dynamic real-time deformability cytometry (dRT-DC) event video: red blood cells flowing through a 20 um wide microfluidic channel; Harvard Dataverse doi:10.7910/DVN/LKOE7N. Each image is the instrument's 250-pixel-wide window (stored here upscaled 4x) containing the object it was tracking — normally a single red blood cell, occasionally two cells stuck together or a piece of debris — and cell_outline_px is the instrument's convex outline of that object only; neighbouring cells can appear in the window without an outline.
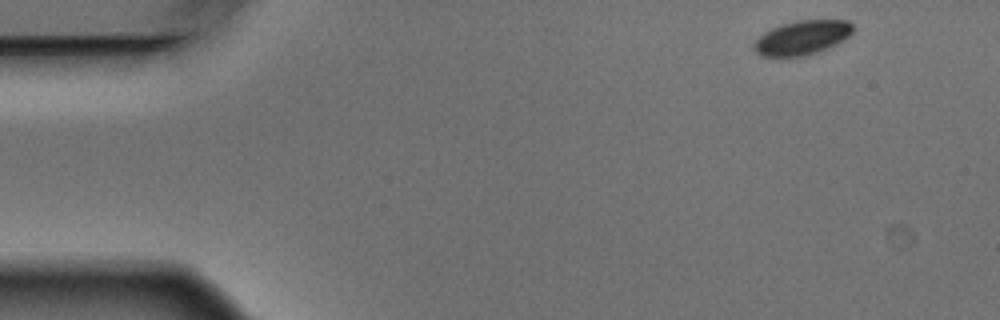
{"species": "Egyptian fruit bat (a non-hibernating species)", "species_latin": "Rousettus aegyptiacus", "temperature_condition": "warm", "stored_images_in_passage": 4, "camera_frame_rate_fps": 3000, "um_per_image_px": 0.085, "animal": {"sex": "male"}, "frame": {"image": 1, "passage_image": 1, "time_ms": 0.0, "image_size_px": [1000, 320], "cell_outline_px": [[856, 28], [848, 36], [836, 44], [816, 52], [804, 56], [764, 56], [756, 52], [752, 48], [752, 44], [764, 32], [780, 24], [796, 20], [848, 20]], "centroid_in_image_um": [68.17, 3.18], "position_along_channel_um": 16.8, "area_um2": 19.71}}
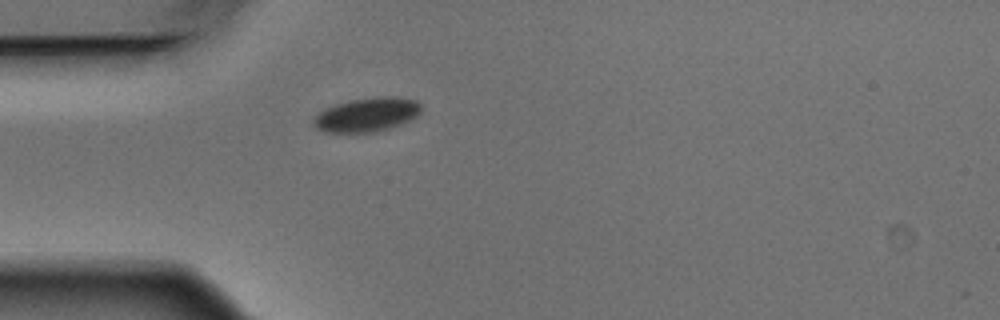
{"frame": {"image": 2, "passage_image": 4, "time_ms": 1.0, "image_size_px": [1000, 320], "cell_outline_px": [[420, 112], [416, 116], [400, 124], [376, 132], [324, 132], [316, 128], [312, 120], [324, 108], [348, 100], [376, 96], [396, 96], [416, 100], [420, 104]], "centroid_in_image_um": [31.17, 9.73], "position_along_channel_um": 53.8, "area_um2": 21.33}}